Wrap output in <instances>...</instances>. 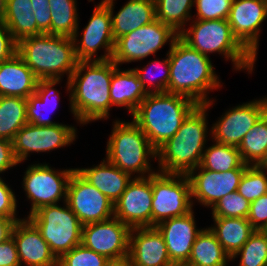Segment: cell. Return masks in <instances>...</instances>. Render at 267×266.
I'll return each mask as SVG.
<instances>
[{
    "label": "cell",
    "instance_id": "cell-51",
    "mask_svg": "<svg viewBox=\"0 0 267 266\" xmlns=\"http://www.w3.org/2000/svg\"><path fill=\"white\" fill-rule=\"evenodd\" d=\"M264 169L267 170V158L265 159V161L262 163L261 165Z\"/></svg>",
    "mask_w": 267,
    "mask_h": 266
},
{
    "label": "cell",
    "instance_id": "cell-28",
    "mask_svg": "<svg viewBox=\"0 0 267 266\" xmlns=\"http://www.w3.org/2000/svg\"><path fill=\"white\" fill-rule=\"evenodd\" d=\"M209 229L221 243L225 253L232 258L255 231L247 218L212 217Z\"/></svg>",
    "mask_w": 267,
    "mask_h": 266
},
{
    "label": "cell",
    "instance_id": "cell-36",
    "mask_svg": "<svg viewBox=\"0 0 267 266\" xmlns=\"http://www.w3.org/2000/svg\"><path fill=\"white\" fill-rule=\"evenodd\" d=\"M239 255L238 266H267V233L255 230L231 261Z\"/></svg>",
    "mask_w": 267,
    "mask_h": 266
},
{
    "label": "cell",
    "instance_id": "cell-23",
    "mask_svg": "<svg viewBox=\"0 0 267 266\" xmlns=\"http://www.w3.org/2000/svg\"><path fill=\"white\" fill-rule=\"evenodd\" d=\"M38 81L18 53L0 64V96L27 99L35 93Z\"/></svg>",
    "mask_w": 267,
    "mask_h": 266
},
{
    "label": "cell",
    "instance_id": "cell-1",
    "mask_svg": "<svg viewBox=\"0 0 267 266\" xmlns=\"http://www.w3.org/2000/svg\"><path fill=\"white\" fill-rule=\"evenodd\" d=\"M118 66L106 61H78L67 81L70 111L77 123L109 119L111 105L110 83Z\"/></svg>",
    "mask_w": 267,
    "mask_h": 266
},
{
    "label": "cell",
    "instance_id": "cell-43",
    "mask_svg": "<svg viewBox=\"0 0 267 266\" xmlns=\"http://www.w3.org/2000/svg\"><path fill=\"white\" fill-rule=\"evenodd\" d=\"M17 199L13 190L0 177V216L16 217Z\"/></svg>",
    "mask_w": 267,
    "mask_h": 266
},
{
    "label": "cell",
    "instance_id": "cell-30",
    "mask_svg": "<svg viewBox=\"0 0 267 266\" xmlns=\"http://www.w3.org/2000/svg\"><path fill=\"white\" fill-rule=\"evenodd\" d=\"M231 258L225 253L215 234L208 228L197 235L187 265L227 266Z\"/></svg>",
    "mask_w": 267,
    "mask_h": 266
},
{
    "label": "cell",
    "instance_id": "cell-47",
    "mask_svg": "<svg viewBox=\"0 0 267 266\" xmlns=\"http://www.w3.org/2000/svg\"><path fill=\"white\" fill-rule=\"evenodd\" d=\"M18 164L14 156L12 141L0 138V174Z\"/></svg>",
    "mask_w": 267,
    "mask_h": 266
},
{
    "label": "cell",
    "instance_id": "cell-45",
    "mask_svg": "<svg viewBox=\"0 0 267 266\" xmlns=\"http://www.w3.org/2000/svg\"><path fill=\"white\" fill-rule=\"evenodd\" d=\"M17 53V42L3 22L0 20V64Z\"/></svg>",
    "mask_w": 267,
    "mask_h": 266
},
{
    "label": "cell",
    "instance_id": "cell-19",
    "mask_svg": "<svg viewBox=\"0 0 267 266\" xmlns=\"http://www.w3.org/2000/svg\"><path fill=\"white\" fill-rule=\"evenodd\" d=\"M267 18V0H233L228 22L234 36L257 59L259 37Z\"/></svg>",
    "mask_w": 267,
    "mask_h": 266
},
{
    "label": "cell",
    "instance_id": "cell-14",
    "mask_svg": "<svg viewBox=\"0 0 267 266\" xmlns=\"http://www.w3.org/2000/svg\"><path fill=\"white\" fill-rule=\"evenodd\" d=\"M82 35L80 41L77 37H72L78 61H106L112 58L115 40L112 34L111 13L102 0L94 7ZM101 48L105 49L104 55L98 57L97 51Z\"/></svg>",
    "mask_w": 267,
    "mask_h": 266
},
{
    "label": "cell",
    "instance_id": "cell-22",
    "mask_svg": "<svg viewBox=\"0 0 267 266\" xmlns=\"http://www.w3.org/2000/svg\"><path fill=\"white\" fill-rule=\"evenodd\" d=\"M128 255L134 266H175L168 256L164 238L155 226L131 228Z\"/></svg>",
    "mask_w": 267,
    "mask_h": 266
},
{
    "label": "cell",
    "instance_id": "cell-44",
    "mask_svg": "<svg viewBox=\"0 0 267 266\" xmlns=\"http://www.w3.org/2000/svg\"><path fill=\"white\" fill-rule=\"evenodd\" d=\"M32 13L35 15L37 27L43 33L50 34L51 27V10L49 8V0H31Z\"/></svg>",
    "mask_w": 267,
    "mask_h": 266
},
{
    "label": "cell",
    "instance_id": "cell-13",
    "mask_svg": "<svg viewBox=\"0 0 267 266\" xmlns=\"http://www.w3.org/2000/svg\"><path fill=\"white\" fill-rule=\"evenodd\" d=\"M66 202L82 225L114 217V204L76 170L67 185Z\"/></svg>",
    "mask_w": 267,
    "mask_h": 266
},
{
    "label": "cell",
    "instance_id": "cell-35",
    "mask_svg": "<svg viewBox=\"0 0 267 266\" xmlns=\"http://www.w3.org/2000/svg\"><path fill=\"white\" fill-rule=\"evenodd\" d=\"M194 0H155L156 19L180 33L191 18Z\"/></svg>",
    "mask_w": 267,
    "mask_h": 266
},
{
    "label": "cell",
    "instance_id": "cell-49",
    "mask_svg": "<svg viewBox=\"0 0 267 266\" xmlns=\"http://www.w3.org/2000/svg\"><path fill=\"white\" fill-rule=\"evenodd\" d=\"M105 266H134L132 263V259L129 255L108 259Z\"/></svg>",
    "mask_w": 267,
    "mask_h": 266
},
{
    "label": "cell",
    "instance_id": "cell-12",
    "mask_svg": "<svg viewBox=\"0 0 267 266\" xmlns=\"http://www.w3.org/2000/svg\"><path fill=\"white\" fill-rule=\"evenodd\" d=\"M74 126L62 123L35 126L27 123L15 135L12 144L18 163L27 160L30 153L50 152L73 143L77 137Z\"/></svg>",
    "mask_w": 267,
    "mask_h": 266
},
{
    "label": "cell",
    "instance_id": "cell-24",
    "mask_svg": "<svg viewBox=\"0 0 267 266\" xmlns=\"http://www.w3.org/2000/svg\"><path fill=\"white\" fill-rule=\"evenodd\" d=\"M111 13L114 40L156 19L155 0H129L113 15L115 0H102Z\"/></svg>",
    "mask_w": 267,
    "mask_h": 266
},
{
    "label": "cell",
    "instance_id": "cell-32",
    "mask_svg": "<svg viewBox=\"0 0 267 266\" xmlns=\"http://www.w3.org/2000/svg\"><path fill=\"white\" fill-rule=\"evenodd\" d=\"M238 150L245 164L262 165L267 158V112L245 134Z\"/></svg>",
    "mask_w": 267,
    "mask_h": 266
},
{
    "label": "cell",
    "instance_id": "cell-37",
    "mask_svg": "<svg viewBox=\"0 0 267 266\" xmlns=\"http://www.w3.org/2000/svg\"><path fill=\"white\" fill-rule=\"evenodd\" d=\"M166 56L167 57L164 60L162 59V61H159L158 59L149 61V63L142 69L133 68L134 71L138 74L142 87L147 94L168 92V84L170 79V62H169L168 52ZM150 69H152L155 72L156 71L158 72V70L162 72L164 70V73L162 72L163 75L161 77L158 78L154 77L152 80L151 77L154 76V73H152L153 76H151ZM150 87H152L151 90Z\"/></svg>",
    "mask_w": 267,
    "mask_h": 266
},
{
    "label": "cell",
    "instance_id": "cell-27",
    "mask_svg": "<svg viewBox=\"0 0 267 266\" xmlns=\"http://www.w3.org/2000/svg\"><path fill=\"white\" fill-rule=\"evenodd\" d=\"M61 79H40L34 94L27 98V121L35 126L58 124L51 121L49 114L57 109L60 100L59 91L54 88ZM46 108V111L45 109ZM48 117H47V114ZM45 113L46 115L44 116Z\"/></svg>",
    "mask_w": 267,
    "mask_h": 266
},
{
    "label": "cell",
    "instance_id": "cell-7",
    "mask_svg": "<svg viewBox=\"0 0 267 266\" xmlns=\"http://www.w3.org/2000/svg\"><path fill=\"white\" fill-rule=\"evenodd\" d=\"M113 123L105 159L132 178L149 177L156 173L150 163L151 159L157 158V150L139 126L133 120L125 122L117 119Z\"/></svg>",
    "mask_w": 267,
    "mask_h": 266
},
{
    "label": "cell",
    "instance_id": "cell-33",
    "mask_svg": "<svg viewBox=\"0 0 267 266\" xmlns=\"http://www.w3.org/2000/svg\"><path fill=\"white\" fill-rule=\"evenodd\" d=\"M76 0H49L51 10L50 34L65 37L79 36Z\"/></svg>",
    "mask_w": 267,
    "mask_h": 266
},
{
    "label": "cell",
    "instance_id": "cell-3",
    "mask_svg": "<svg viewBox=\"0 0 267 266\" xmlns=\"http://www.w3.org/2000/svg\"><path fill=\"white\" fill-rule=\"evenodd\" d=\"M214 101L198 105L174 136L157 149V171L187 175L200 165L208 141L207 110Z\"/></svg>",
    "mask_w": 267,
    "mask_h": 266
},
{
    "label": "cell",
    "instance_id": "cell-11",
    "mask_svg": "<svg viewBox=\"0 0 267 266\" xmlns=\"http://www.w3.org/2000/svg\"><path fill=\"white\" fill-rule=\"evenodd\" d=\"M75 168L55 170L48 164L28 166L23 177V189L31 202L29 215L40 207L66 201L67 185Z\"/></svg>",
    "mask_w": 267,
    "mask_h": 266
},
{
    "label": "cell",
    "instance_id": "cell-2",
    "mask_svg": "<svg viewBox=\"0 0 267 266\" xmlns=\"http://www.w3.org/2000/svg\"><path fill=\"white\" fill-rule=\"evenodd\" d=\"M169 46L168 93L186 96L198 105L209 102V91L222 87L210 56L191 48L179 36Z\"/></svg>",
    "mask_w": 267,
    "mask_h": 266
},
{
    "label": "cell",
    "instance_id": "cell-18",
    "mask_svg": "<svg viewBox=\"0 0 267 266\" xmlns=\"http://www.w3.org/2000/svg\"><path fill=\"white\" fill-rule=\"evenodd\" d=\"M246 168H236L227 172H214L200 165L187 176L191 184V200L197 199L201 205L212 208L229 193L237 191ZM198 171V172H197Z\"/></svg>",
    "mask_w": 267,
    "mask_h": 266
},
{
    "label": "cell",
    "instance_id": "cell-9",
    "mask_svg": "<svg viewBox=\"0 0 267 266\" xmlns=\"http://www.w3.org/2000/svg\"><path fill=\"white\" fill-rule=\"evenodd\" d=\"M152 227L160 222L181 217L192 211L191 184L186 174L163 173L151 175Z\"/></svg>",
    "mask_w": 267,
    "mask_h": 266
},
{
    "label": "cell",
    "instance_id": "cell-5",
    "mask_svg": "<svg viewBox=\"0 0 267 266\" xmlns=\"http://www.w3.org/2000/svg\"><path fill=\"white\" fill-rule=\"evenodd\" d=\"M17 53L39 80L62 79L66 74L68 81L78 64L73 39L49 33L23 38Z\"/></svg>",
    "mask_w": 267,
    "mask_h": 266
},
{
    "label": "cell",
    "instance_id": "cell-48",
    "mask_svg": "<svg viewBox=\"0 0 267 266\" xmlns=\"http://www.w3.org/2000/svg\"><path fill=\"white\" fill-rule=\"evenodd\" d=\"M18 220L21 218L0 216V243L11 237L13 227Z\"/></svg>",
    "mask_w": 267,
    "mask_h": 266
},
{
    "label": "cell",
    "instance_id": "cell-40",
    "mask_svg": "<svg viewBox=\"0 0 267 266\" xmlns=\"http://www.w3.org/2000/svg\"><path fill=\"white\" fill-rule=\"evenodd\" d=\"M107 260L81 243L58 259V266H105Z\"/></svg>",
    "mask_w": 267,
    "mask_h": 266
},
{
    "label": "cell",
    "instance_id": "cell-41",
    "mask_svg": "<svg viewBox=\"0 0 267 266\" xmlns=\"http://www.w3.org/2000/svg\"><path fill=\"white\" fill-rule=\"evenodd\" d=\"M233 0H194L196 15L194 19H228Z\"/></svg>",
    "mask_w": 267,
    "mask_h": 266
},
{
    "label": "cell",
    "instance_id": "cell-10",
    "mask_svg": "<svg viewBox=\"0 0 267 266\" xmlns=\"http://www.w3.org/2000/svg\"><path fill=\"white\" fill-rule=\"evenodd\" d=\"M170 26L158 19L139 27L115 40L111 60L119 67L123 63L138 62L150 55H155L166 43L178 37Z\"/></svg>",
    "mask_w": 267,
    "mask_h": 266
},
{
    "label": "cell",
    "instance_id": "cell-38",
    "mask_svg": "<svg viewBox=\"0 0 267 266\" xmlns=\"http://www.w3.org/2000/svg\"><path fill=\"white\" fill-rule=\"evenodd\" d=\"M267 170L261 165L248 166L241 177L237 192L250 203L267 193Z\"/></svg>",
    "mask_w": 267,
    "mask_h": 266
},
{
    "label": "cell",
    "instance_id": "cell-15",
    "mask_svg": "<svg viewBox=\"0 0 267 266\" xmlns=\"http://www.w3.org/2000/svg\"><path fill=\"white\" fill-rule=\"evenodd\" d=\"M267 112V97L227 110L211 127L213 141L238 147L245 134Z\"/></svg>",
    "mask_w": 267,
    "mask_h": 266
},
{
    "label": "cell",
    "instance_id": "cell-20",
    "mask_svg": "<svg viewBox=\"0 0 267 266\" xmlns=\"http://www.w3.org/2000/svg\"><path fill=\"white\" fill-rule=\"evenodd\" d=\"M193 214L192 210L184 216L166 219L155 226L162 234L168 256L175 266L188 262L196 237L203 230L196 227Z\"/></svg>",
    "mask_w": 267,
    "mask_h": 266
},
{
    "label": "cell",
    "instance_id": "cell-8",
    "mask_svg": "<svg viewBox=\"0 0 267 266\" xmlns=\"http://www.w3.org/2000/svg\"><path fill=\"white\" fill-rule=\"evenodd\" d=\"M64 205H46L27 215L57 259L82 243L83 225L66 201Z\"/></svg>",
    "mask_w": 267,
    "mask_h": 266
},
{
    "label": "cell",
    "instance_id": "cell-31",
    "mask_svg": "<svg viewBox=\"0 0 267 266\" xmlns=\"http://www.w3.org/2000/svg\"><path fill=\"white\" fill-rule=\"evenodd\" d=\"M27 123V99L0 96V138L13 141Z\"/></svg>",
    "mask_w": 267,
    "mask_h": 266
},
{
    "label": "cell",
    "instance_id": "cell-39",
    "mask_svg": "<svg viewBox=\"0 0 267 266\" xmlns=\"http://www.w3.org/2000/svg\"><path fill=\"white\" fill-rule=\"evenodd\" d=\"M250 204L237 191L229 193L212 207V217L247 218Z\"/></svg>",
    "mask_w": 267,
    "mask_h": 266
},
{
    "label": "cell",
    "instance_id": "cell-17",
    "mask_svg": "<svg viewBox=\"0 0 267 266\" xmlns=\"http://www.w3.org/2000/svg\"><path fill=\"white\" fill-rule=\"evenodd\" d=\"M130 231L116 217L86 224L82 226V244L107 259L120 258L129 253Z\"/></svg>",
    "mask_w": 267,
    "mask_h": 266
},
{
    "label": "cell",
    "instance_id": "cell-21",
    "mask_svg": "<svg viewBox=\"0 0 267 266\" xmlns=\"http://www.w3.org/2000/svg\"><path fill=\"white\" fill-rule=\"evenodd\" d=\"M17 252L24 266H58V259L36 226L27 218L18 220L12 230Z\"/></svg>",
    "mask_w": 267,
    "mask_h": 266
},
{
    "label": "cell",
    "instance_id": "cell-25",
    "mask_svg": "<svg viewBox=\"0 0 267 266\" xmlns=\"http://www.w3.org/2000/svg\"><path fill=\"white\" fill-rule=\"evenodd\" d=\"M75 170L113 204L120 198L127 184L132 180L128 173L123 172L105 158L92 168H75Z\"/></svg>",
    "mask_w": 267,
    "mask_h": 266
},
{
    "label": "cell",
    "instance_id": "cell-46",
    "mask_svg": "<svg viewBox=\"0 0 267 266\" xmlns=\"http://www.w3.org/2000/svg\"><path fill=\"white\" fill-rule=\"evenodd\" d=\"M0 266H21L13 237L0 243Z\"/></svg>",
    "mask_w": 267,
    "mask_h": 266
},
{
    "label": "cell",
    "instance_id": "cell-4",
    "mask_svg": "<svg viewBox=\"0 0 267 266\" xmlns=\"http://www.w3.org/2000/svg\"><path fill=\"white\" fill-rule=\"evenodd\" d=\"M197 106L196 102L183 95L168 92L150 93L136 109L132 120L157 150L174 136Z\"/></svg>",
    "mask_w": 267,
    "mask_h": 266
},
{
    "label": "cell",
    "instance_id": "cell-34",
    "mask_svg": "<svg viewBox=\"0 0 267 266\" xmlns=\"http://www.w3.org/2000/svg\"><path fill=\"white\" fill-rule=\"evenodd\" d=\"M206 147L200 166L214 172H227L236 168H247L242 159L238 147L218 143Z\"/></svg>",
    "mask_w": 267,
    "mask_h": 266
},
{
    "label": "cell",
    "instance_id": "cell-26",
    "mask_svg": "<svg viewBox=\"0 0 267 266\" xmlns=\"http://www.w3.org/2000/svg\"><path fill=\"white\" fill-rule=\"evenodd\" d=\"M147 96L133 68L121 70L117 67L110 83V99L112 106L125 107L133 115L140 103Z\"/></svg>",
    "mask_w": 267,
    "mask_h": 266
},
{
    "label": "cell",
    "instance_id": "cell-42",
    "mask_svg": "<svg viewBox=\"0 0 267 266\" xmlns=\"http://www.w3.org/2000/svg\"><path fill=\"white\" fill-rule=\"evenodd\" d=\"M247 220L255 230H265L267 227V193L250 204Z\"/></svg>",
    "mask_w": 267,
    "mask_h": 266
},
{
    "label": "cell",
    "instance_id": "cell-16",
    "mask_svg": "<svg viewBox=\"0 0 267 266\" xmlns=\"http://www.w3.org/2000/svg\"><path fill=\"white\" fill-rule=\"evenodd\" d=\"M152 200L151 175L132 178L114 204V217L130 228L152 227Z\"/></svg>",
    "mask_w": 267,
    "mask_h": 266
},
{
    "label": "cell",
    "instance_id": "cell-29",
    "mask_svg": "<svg viewBox=\"0 0 267 266\" xmlns=\"http://www.w3.org/2000/svg\"><path fill=\"white\" fill-rule=\"evenodd\" d=\"M31 0H6L3 22L18 43L26 37L42 34L32 13Z\"/></svg>",
    "mask_w": 267,
    "mask_h": 266
},
{
    "label": "cell",
    "instance_id": "cell-6",
    "mask_svg": "<svg viewBox=\"0 0 267 266\" xmlns=\"http://www.w3.org/2000/svg\"><path fill=\"white\" fill-rule=\"evenodd\" d=\"M190 23L178 34L186 44L207 56L221 54L232 61L233 69L252 73L257 59L234 36L228 19H193Z\"/></svg>",
    "mask_w": 267,
    "mask_h": 266
},
{
    "label": "cell",
    "instance_id": "cell-50",
    "mask_svg": "<svg viewBox=\"0 0 267 266\" xmlns=\"http://www.w3.org/2000/svg\"><path fill=\"white\" fill-rule=\"evenodd\" d=\"M6 11V0H0V20H3Z\"/></svg>",
    "mask_w": 267,
    "mask_h": 266
}]
</instances>
